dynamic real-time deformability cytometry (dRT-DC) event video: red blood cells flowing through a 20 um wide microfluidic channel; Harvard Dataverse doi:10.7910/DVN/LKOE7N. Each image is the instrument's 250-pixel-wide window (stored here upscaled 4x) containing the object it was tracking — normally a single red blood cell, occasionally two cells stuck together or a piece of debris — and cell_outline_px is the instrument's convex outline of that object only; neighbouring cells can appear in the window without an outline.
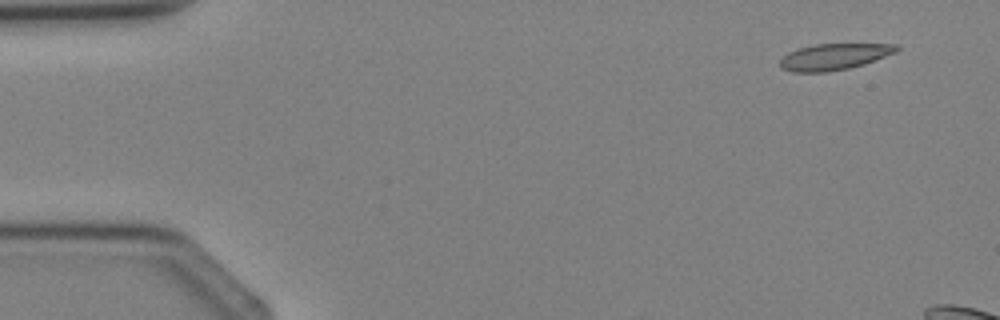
{"species": "Egyptian fruit bat (a non-hibernating species)", "species_latin": "Rousettus aegyptiacus", "temperature_condition": "cold", "stored_images_in_passage": 4, "camera_frame_rate_fps": 3000, "um_per_image_px": 0.085, "animal": {"sex": "female"}, "frame": {"image": 1, "passage_image": 1, "time_ms": 0.0, "image_size_px": [1000, 320], "cell_outline_px": [[900, 48], [896, 52], [864, 64], [848, 68], [828, 72], [792, 72], [780, 68], [780, 60], [788, 52], [812, 44], [896, 44]], "centroid_in_image_um": [70.88, 4.82], "position_along_channel_um": 14.1, "area_um2": 17.8}}